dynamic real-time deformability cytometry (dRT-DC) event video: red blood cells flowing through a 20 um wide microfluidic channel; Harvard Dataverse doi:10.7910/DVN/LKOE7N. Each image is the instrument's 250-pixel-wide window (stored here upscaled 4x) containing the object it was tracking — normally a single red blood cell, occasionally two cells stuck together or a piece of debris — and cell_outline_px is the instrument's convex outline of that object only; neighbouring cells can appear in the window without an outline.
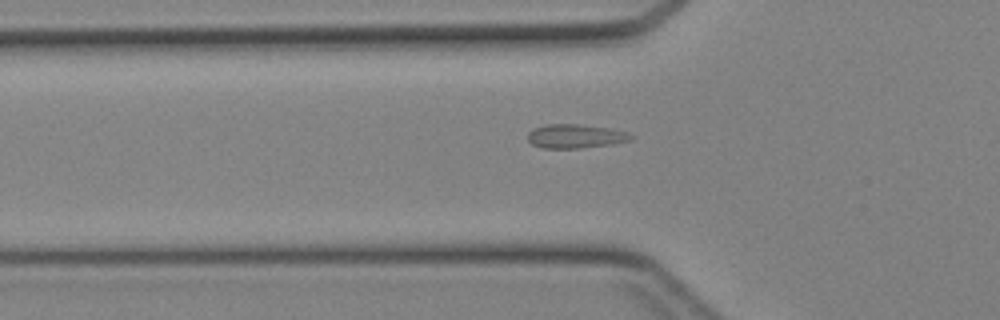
{"species": "Egyptian fruit bat (a non-hibernating species)", "species_latin": "Rousettus aegyptiacus", "temperature_condition": "cold", "stored_images_in_passage": 32, "segment_of_instrument_passage": [1, 2], "camera_frame_rate_fps": 3000, "um_per_image_px": 0.085, "animal": {"sex": "female"}, "frame": {"image": 1, "passage_image": 8, "time_ms": 2.333, "image_size_px": [1000, 320], "cell_outline_px": [[636, 136], [632, 140], [612, 144], [580, 148], [540, 148], [532, 144], [528, 140], [528, 132], [532, 128], [544, 124], [580, 124], [612, 128], [628, 132]], "centroid_in_image_um": [48.93, 11.57], "position_along_channel_um": 76.9, "area_um2": 14.74}}
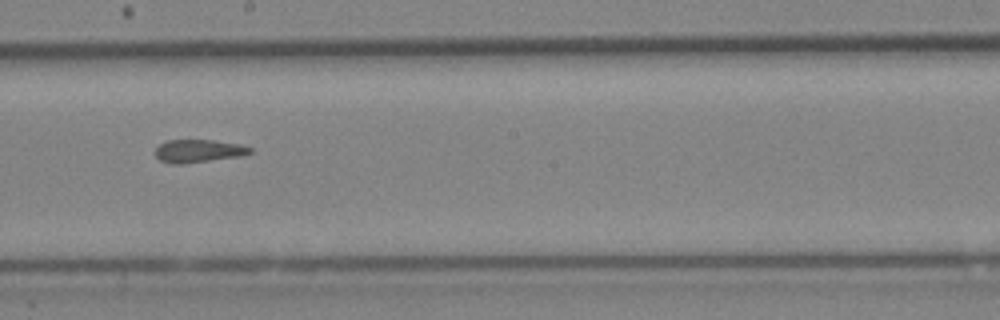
{"frame": {"image": 2, "passage_image": 18, "time_ms": 5.667, "image_size_px": [1000, 320], "cell_outline_px": [[252, 152], [244, 156], [184, 164], [168, 164], [160, 160], [156, 156], [156, 148], [160, 144], [168, 140], [212, 140], [240, 144], [252, 148]], "centroid_in_image_um": [16.89, 12.85], "position_along_channel_um": 231.3, "area_um2": 12.83}}
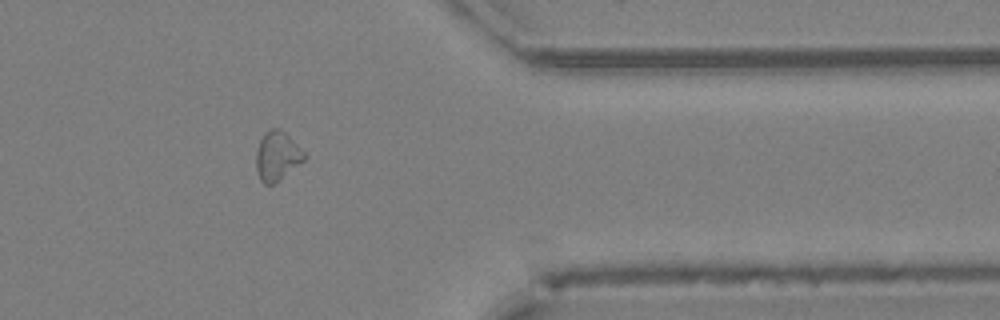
{"frame": {"image": 3, "passage_image": 29, "time_ms": 9.333, "image_size_px": [1000, 320], "cell_outline_px": [[304, 160], [272, 184], [264, 184], [260, 180], [256, 168], [256, 152], [260, 140], [264, 132], [272, 128], [280, 128], [304, 152]], "centroid_in_image_um": [23.51, 13.24], "position_along_channel_um": 387.9, "area_um2": 13.35}}